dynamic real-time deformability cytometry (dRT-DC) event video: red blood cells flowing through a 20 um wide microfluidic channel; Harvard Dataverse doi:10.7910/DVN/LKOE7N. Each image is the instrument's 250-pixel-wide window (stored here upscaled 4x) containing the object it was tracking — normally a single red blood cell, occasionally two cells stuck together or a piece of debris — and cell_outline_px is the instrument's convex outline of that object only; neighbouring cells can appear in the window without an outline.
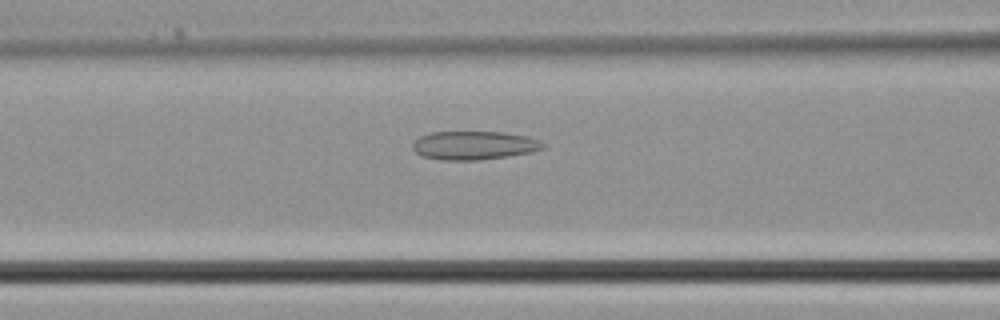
{"species": "common noctule bat (a hibernating species)", "species_latin": "Nyctalus noctula", "temperature_condition": "cold", "stored_images_in_passage": 15, "camera_frame_rate_fps": 3000, "um_per_image_px": 0.085, "animal": {"sex": "male", "body_mass_g": 21.5, "forearm_length_mm": 52.0}, "frame": {"image": 1, "passage_image": 9, "time_ms": 2.667, "image_size_px": [1000, 320], "cell_outline_px": [[544, 148], [532, 152], [508, 156], [476, 160], [440, 160], [420, 156], [412, 148], [412, 144], [420, 136], [432, 132], [504, 132], [528, 136], [540, 140], [544, 144]], "centroid_in_image_um": [40.29, 12.36], "position_along_channel_um": 126.3, "area_um2": 21.79}}
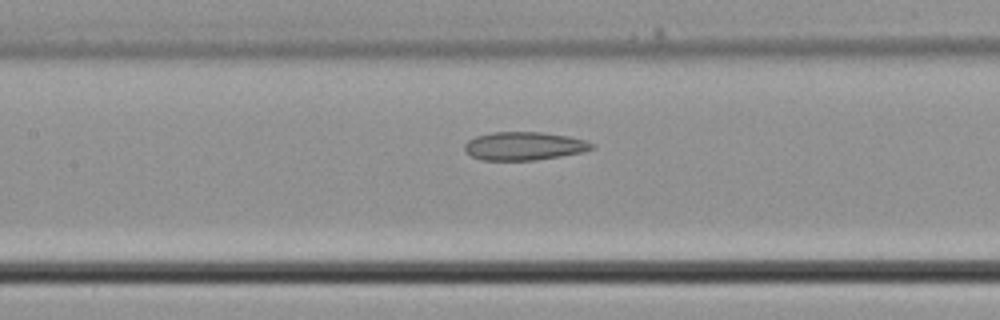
{"frame": {"image": 2, "passage_image": 11, "time_ms": 3.333, "image_size_px": [1000, 320], "cell_outline_px": [[596, 148], [584, 152], [536, 160], [480, 160], [472, 156], [464, 148], [464, 144], [468, 140], [476, 136], [492, 132], [544, 132], [568, 136], [584, 140], [596, 144]], "centroid_in_image_um": [44.59, 12.41], "position_along_channel_um": 162.8, "area_um2": 21.1}}